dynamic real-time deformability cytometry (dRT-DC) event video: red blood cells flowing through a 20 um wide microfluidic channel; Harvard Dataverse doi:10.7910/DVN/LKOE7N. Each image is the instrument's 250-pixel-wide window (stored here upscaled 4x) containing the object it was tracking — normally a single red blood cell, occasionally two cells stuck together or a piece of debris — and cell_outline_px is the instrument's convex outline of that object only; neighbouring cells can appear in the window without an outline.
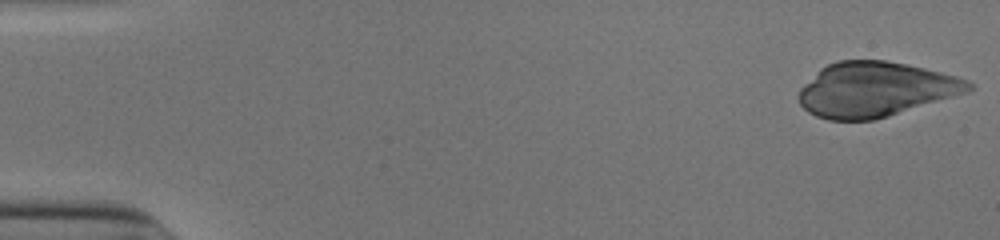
{"species": "human", "species_latin": "Homo sapiens", "temperature_condition": "cold", "stored_images_in_passage": 48, "camera_frame_rate_fps": 3000, "um_per_image_px": 0.085, "donor": {"sex": "male"}, "frame": {"image": 1, "passage_image": 1, "time_ms": 0.0, "image_size_px": [1000, 240], "cell_outline_px": [[976, 88], [968, 92], [888, 116], [872, 120], [828, 120], [816, 116], [808, 112], [800, 104], [796, 96], [800, 88], [820, 68], [836, 60], [884, 60], [924, 68], [956, 76], [968, 80]], "centroid_in_image_um": [74.38, 7.6], "position_along_channel_um": 10.6, "area_um2": 54.16}}